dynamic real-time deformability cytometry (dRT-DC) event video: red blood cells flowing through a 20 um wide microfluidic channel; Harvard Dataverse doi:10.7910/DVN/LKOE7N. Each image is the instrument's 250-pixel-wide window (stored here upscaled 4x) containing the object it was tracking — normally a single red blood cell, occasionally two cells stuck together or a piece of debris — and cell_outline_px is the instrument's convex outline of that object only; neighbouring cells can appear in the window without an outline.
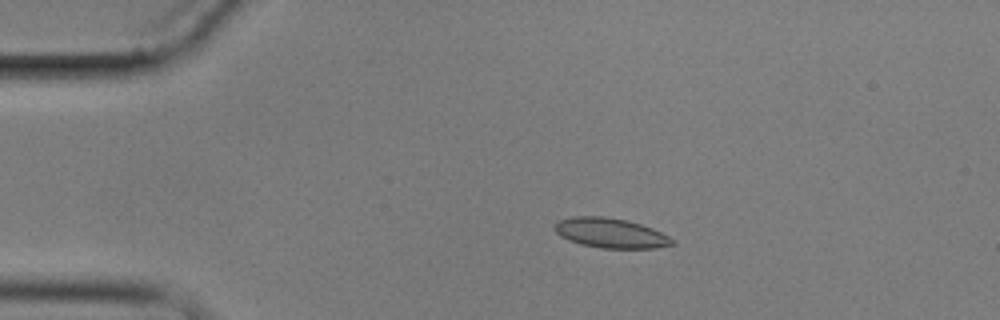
{"species": "common noctule bat (a hibernating species)", "species_latin": "Nyctalus noctula", "temperature_condition": "cold", "stored_images_in_passage": 5, "camera_frame_rate_fps": 3000, "um_per_image_px": 0.085, "animal": {"sex": "male", "body_mass_g": 17.9}, "frame": {"image": 1, "passage_image": 4, "time_ms": 3.667, "image_size_px": [1000, 320], "cell_outline_px": [[676, 244], [656, 248], [600, 248], [580, 244], [568, 240], [560, 236], [552, 228], [560, 220], [572, 216], [604, 216], [624, 220], [640, 224], [652, 228], [676, 240]], "centroid_in_image_um": [51.9, 19.81], "position_along_channel_um": 33.1, "area_um2": 20.46}}